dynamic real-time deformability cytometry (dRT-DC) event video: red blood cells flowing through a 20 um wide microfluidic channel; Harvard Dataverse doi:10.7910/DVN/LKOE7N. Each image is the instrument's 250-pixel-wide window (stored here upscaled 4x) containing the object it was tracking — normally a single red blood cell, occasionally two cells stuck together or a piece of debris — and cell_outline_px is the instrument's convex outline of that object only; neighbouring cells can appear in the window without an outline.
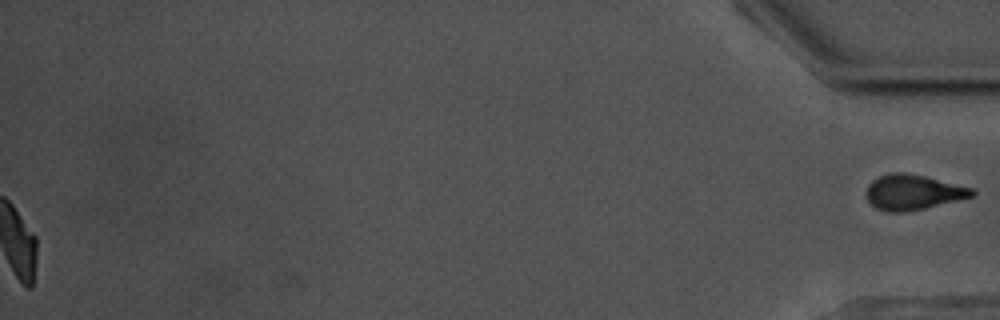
{"species": "common noctule bat (a hibernating species)", "species_latin": "Nyctalus noctula", "temperature_condition": "warm", "stored_images_in_passage": 55, "segment_of_instrument_passage": [2, 2], "camera_frame_rate_fps": 3000, "um_per_image_px": 0.085, "animal": {"sex": "male", "body_mass_g": 17.5, "forearm_length_mm": 52.3}, "frame": {"image": 1, "passage_image": 55, "time_ms": 18.0, "image_size_px": [1000, 320], "cell_outline_px": [[976, 192], [972, 196], [924, 208], [904, 212], [888, 212], [876, 208], [868, 200], [868, 184], [872, 180], [880, 176], [892, 172], [904, 172], [924, 176], [972, 188]], "centroid_in_image_um": [77.58, 16.33], "position_along_channel_um": 357.6, "area_um2": 21.21}}